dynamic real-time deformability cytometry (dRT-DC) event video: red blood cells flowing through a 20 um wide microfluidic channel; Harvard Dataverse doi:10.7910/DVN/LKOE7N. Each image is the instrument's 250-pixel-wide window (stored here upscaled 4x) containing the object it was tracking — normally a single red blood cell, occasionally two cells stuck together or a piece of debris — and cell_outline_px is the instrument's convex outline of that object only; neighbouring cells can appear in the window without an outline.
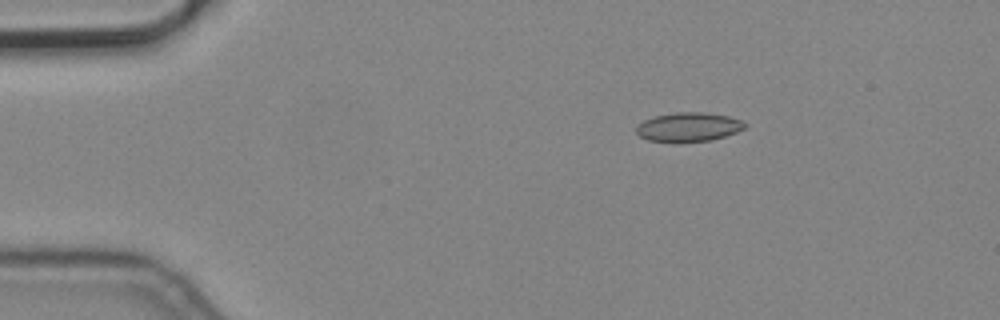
{"species": "common noctule bat (a hibernating species)", "species_latin": "Nyctalus noctula", "temperature_condition": "cold", "stored_images_in_passage": 5, "camera_frame_rate_fps": 3000, "um_per_image_px": 0.085, "animal": {"sex": "male", "body_mass_g": 19.2, "forearm_length_mm": 51.8}, "frame": {"image": 1, "passage_image": 2, "time_ms": 0.333, "image_size_px": [1000, 320], "cell_outline_px": [[748, 124], [744, 128], [736, 132], [712, 140], [648, 140], [640, 136], [636, 132], [636, 128], [644, 120], [656, 116], [676, 112], [704, 112], [728, 116], [740, 120]], "centroid_in_image_um": [58.56, 10.76], "position_along_channel_um": 26.4, "area_um2": 17.74}}